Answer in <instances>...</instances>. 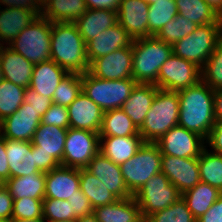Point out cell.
<instances>
[{
	"label": "cell",
	"mask_w": 222,
	"mask_h": 222,
	"mask_svg": "<svg viewBox=\"0 0 222 222\" xmlns=\"http://www.w3.org/2000/svg\"><path fill=\"white\" fill-rule=\"evenodd\" d=\"M177 93L180 107L178 125L207 140L216 122L214 115L215 91L200 80L195 85Z\"/></svg>",
	"instance_id": "cell-1"
},
{
	"label": "cell",
	"mask_w": 222,
	"mask_h": 222,
	"mask_svg": "<svg viewBox=\"0 0 222 222\" xmlns=\"http://www.w3.org/2000/svg\"><path fill=\"white\" fill-rule=\"evenodd\" d=\"M51 60L68 73L89 71L86 44L74 22H54L51 32Z\"/></svg>",
	"instance_id": "cell-2"
},
{
	"label": "cell",
	"mask_w": 222,
	"mask_h": 222,
	"mask_svg": "<svg viewBox=\"0 0 222 222\" xmlns=\"http://www.w3.org/2000/svg\"><path fill=\"white\" fill-rule=\"evenodd\" d=\"M172 53V45L155 36L133 40L132 78L137 83L155 84L161 66Z\"/></svg>",
	"instance_id": "cell-3"
},
{
	"label": "cell",
	"mask_w": 222,
	"mask_h": 222,
	"mask_svg": "<svg viewBox=\"0 0 222 222\" xmlns=\"http://www.w3.org/2000/svg\"><path fill=\"white\" fill-rule=\"evenodd\" d=\"M178 93L158 89L139 134L144 142L156 143L166 132L178 125Z\"/></svg>",
	"instance_id": "cell-4"
},
{
	"label": "cell",
	"mask_w": 222,
	"mask_h": 222,
	"mask_svg": "<svg viewBox=\"0 0 222 222\" xmlns=\"http://www.w3.org/2000/svg\"><path fill=\"white\" fill-rule=\"evenodd\" d=\"M162 154L156 143L144 142L136 154L120 165L128 191L134 195L154 175L161 172Z\"/></svg>",
	"instance_id": "cell-5"
},
{
	"label": "cell",
	"mask_w": 222,
	"mask_h": 222,
	"mask_svg": "<svg viewBox=\"0 0 222 222\" xmlns=\"http://www.w3.org/2000/svg\"><path fill=\"white\" fill-rule=\"evenodd\" d=\"M136 84L133 78L106 80L93 76L89 71L82 74V92L103 112L121 108Z\"/></svg>",
	"instance_id": "cell-6"
},
{
	"label": "cell",
	"mask_w": 222,
	"mask_h": 222,
	"mask_svg": "<svg viewBox=\"0 0 222 222\" xmlns=\"http://www.w3.org/2000/svg\"><path fill=\"white\" fill-rule=\"evenodd\" d=\"M51 32L52 23L39 15L9 47L34 65L51 60Z\"/></svg>",
	"instance_id": "cell-7"
},
{
	"label": "cell",
	"mask_w": 222,
	"mask_h": 222,
	"mask_svg": "<svg viewBox=\"0 0 222 222\" xmlns=\"http://www.w3.org/2000/svg\"><path fill=\"white\" fill-rule=\"evenodd\" d=\"M221 36L222 33L218 24L198 25L190 35L178 40L172 46V51L178 57L202 68Z\"/></svg>",
	"instance_id": "cell-8"
},
{
	"label": "cell",
	"mask_w": 222,
	"mask_h": 222,
	"mask_svg": "<svg viewBox=\"0 0 222 222\" xmlns=\"http://www.w3.org/2000/svg\"><path fill=\"white\" fill-rule=\"evenodd\" d=\"M39 15L31 0H0V46H9Z\"/></svg>",
	"instance_id": "cell-9"
},
{
	"label": "cell",
	"mask_w": 222,
	"mask_h": 222,
	"mask_svg": "<svg viewBox=\"0 0 222 222\" xmlns=\"http://www.w3.org/2000/svg\"><path fill=\"white\" fill-rule=\"evenodd\" d=\"M139 205L143 220L176 202L181 193L162 173L152 176L145 185L133 195Z\"/></svg>",
	"instance_id": "cell-10"
},
{
	"label": "cell",
	"mask_w": 222,
	"mask_h": 222,
	"mask_svg": "<svg viewBox=\"0 0 222 222\" xmlns=\"http://www.w3.org/2000/svg\"><path fill=\"white\" fill-rule=\"evenodd\" d=\"M200 80L199 66L172 53L161 66L154 85L159 89L178 92L195 85Z\"/></svg>",
	"instance_id": "cell-11"
},
{
	"label": "cell",
	"mask_w": 222,
	"mask_h": 222,
	"mask_svg": "<svg viewBox=\"0 0 222 222\" xmlns=\"http://www.w3.org/2000/svg\"><path fill=\"white\" fill-rule=\"evenodd\" d=\"M99 133L68 128L63 151V166L86 168L99 152Z\"/></svg>",
	"instance_id": "cell-12"
},
{
	"label": "cell",
	"mask_w": 222,
	"mask_h": 222,
	"mask_svg": "<svg viewBox=\"0 0 222 222\" xmlns=\"http://www.w3.org/2000/svg\"><path fill=\"white\" fill-rule=\"evenodd\" d=\"M162 155L179 158H199L206 147V140L198 134L176 125L157 142Z\"/></svg>",
	"instance_id": "cell-13"
},
{
	"label": "cell",
	"mask_w": 222,
	"mask_h": 222,
	"mask_svg": "<svg viewBox=\"0 0 222 222\" xmlns=\"http://www.w3.org/2000/svg\"><path fill=\"white\" fill-rule=\"evenodd\" d=\"M132 44L110 54L96 58L89 66V72L100 79L118 80L132 78Z\"/></svg>",
	"instance_id": "cell-14"
},
{
	"label": "cell",
	"mask_w": 222,
	"mask_h": 222,
	"mask_svg": "<svg viewBox=\"0 0 222 222\" xmlns=\"http://www.w3.org/2000/svg\"><path fill=\"white\" fill-rule=\"evenodd\" d=\"M161 172L181 194L201 182L198 158L162 155Z\"/></svg>",
	"instance_id": "cell-15"
},
{
	"label": "cell",
	"mask_w": 222,
	"mask_h": 222,
	"mask_svg": "<svg viewBox=\"0 0 222 222\" xmlns=\"http://www.w3.org/2000/svg\"><path fill=\"white\" fill-rule=\"evenodd\" d=\"M41 118L34 108L23 103L15 113L0 122V133L5 139L31 142Z\"/></svg>",
	"instance_id": "cell-16"
},
{
	"label": "cell",
	"mask_w": 222,
	"mask_h": 222,
	"mask_svg": "<svg viewBox=\"0 0 222 222\" xmlns=\"http://www.w3.org/2000/svg\"><path fill=\"white\" fill-rule=\"evenodd\" d=\"M149 3L144 0H121L117 10L118 23L132 40L149 38Z\"/></svg>",
	"instance_id": "cell-17"
},
{
	"label": "cell",
	"mask_w": 222,
	"mask_h": 222,
	"mask_svg": "<svg viewBox=\"0 0 222 222\" xmlns=\"http://www.w3.org/2000/svg\"><path fill=\"white\" fill-rule=\"evenodd\" d=\"M103 110L81 92L68 106L69 127L99 133Z\"/></svg>",
	"instance_id": "cell-18"
},
{
	"label": "cell",
	"mask_w": 222,
	"mask_h": 222,
	"mask_svg": "<svg viewBox=\"0 0 222 222\" xmlns=\"http://www.w3.org/2000/svg\"><path fill=\"white\" fill-rule=\"evenodd\" d=\"M86 169L96 176L107 187V190L113 193L118 199L133 196L124 183L120 165L112 162L100 152L93 157Z\"/></svg>",
	"instance_id": "cell-19"
},
{
	"label": "cell",
	"mask_w": 222,
	"mask_h": 222,
	"mask_svg": "<svg viewBox=\"0 0 222 222\" xmlns=\"http://www.w3.org/2000/svg\"><path fill=\"white\" fill-rule=\"evenodd\" d=\"M45 198L68 200L80 189L79 169L59 167L46 173Z\"/></svg>",
	"instance_id": "cell-20"
},
{
	"label": "cell",
	"mask_w": 222,
	"mask_h": 222,
	"mask_svg": "<svg viewBox=\"0 0 222 222\" xmlns=\"http://www.w3.org/2000/svg\"><path fill=\"white\" fill-rule=\"evenodd\" d=\"M6 154L9 164V178L38 173L35 146L30 141L6 139Z\"/></svg>",
	"instance_id": "cell-21"
},
{
	"label": "cell",
	"mask_w": 222,
	"mask_h": 222,
	"mask_svg": "<svg viewBox=\"0 0 222 222\" xmlns=\"http://www.w3.org/2000/svg\"><path fill=\"white\" fill-rule=\"evenodd\" d=\"M132 41L127 31L117 22L86 44V55L89 64L96 58L123 47H129Z\"/></svg>",
	"instance_id": "cell-22"
},
{
	"label": "cell",
	"mask_w": 222,
	"mask_h": 222,
	"mask_svg": "<svg viewBox=\"0 0 222 222\" xmlns=\"http://www.w3.org/2000/svg\"><path fill=\"white\" fill-rule=\"evenodd\" d=\"M0 65L5 80L28 88L33 74L34 64L9 46L0 47Z\"/></svg>",
	"instance_id": "cell-23"
},
{
	"label": "cell",
	"mask_w": 222,
	"mask_h": 222,
	"mask_svg": "<svg viewBox=\"0 0 222 222\" xmlns=\"http://www.w3.org/2000/svg\"><path fill=\"white\" fill-rule=\"evenodd\" d=\"M158 89L154 84L137 83L121 107L138 130L145 121Z\"/></svg>",
	"instance_id": "cell-24"
},
{
	"label": "cell",
	"mask_w": 222,
	"mask_h": 222,
	"mask_svg": "<svg viewBox=\"0 0 222 222\" xmlns=\"http://www.w3.org/2000/svg\"><path fill=\"white\" fill-rule=\"evenodd\" d=\"M143 143L141 135L99 137V152L117 165H121L131 159Z\"/></svg>",
	"instance_id": "cell-25"
},
{
	"label": "cell",
	"mask_w": 222,
	"mask_h": 222,
	"mask_svg": "<svg viewBox=\"0 0 222 222\" xmlns=\"http://www.w3.org/2000/svg\"><path fill=\"white\" fill-rule=\"evenodd\" d=\"M67 74L68 72L53 60L43 61L34 65L29 87L52 99L60 81Z\"/></svg>",
	"instance_id": "cell-26"
},
{
	"label": "cell",
	"mask_w": 222,
	"mask_h": 222,
	"mask_svg": "<svg viewBox=\"0 0 222 222\" xmlns=\"http://www.w3.org/2000/svg\"><path fill=\"white\" fill-rule=\"evenodd\" d=\"M93 214L98 222H142L139 205L134 196L96 207Z\"/></svg>",
	"instance_id": "cell-27"
},
{
	"label": "cell",
	"mask_w": 222,
	"mask_h": 222,
	"mask_svg": "<svg viewBox=\"0 0 222 222\" xmlns=\"http://www.w3.org/2000/svg\"><path fill=\"white\" fill-rule=\"evenodd\" d=\"M117 22V11L107 9H87L74 21L85 44Z\"/></svg>",
	"instance_id": "cell-28"
},
{
	"label": "cell",
	"mask_w": 222,
	"mask_h": 222,
	"mask_svg": "<svg viewBox=\"0 0 222 222\" xmlns=\"http://www.w3.org/2000/svg\"><path fill=\"white\" fill-rule=\"evenodd\" d=\"M68 129L41 124L36 129L31 143L37 151L51 155L63 166V151Z\"/></svg>",
	"instance_id": "cell-29"
},
{
	"label": "cell",
	"mask_w": 222,
	"mask_h": 222,
	"mask_svg": "<svg viewBox=\"0 0 222 222\" xmlns=\"http://www.w3.org/2000/svg\"><path fill=\"white\" fill-rule=\"evenodd\" d=\"M46 173L40 171L28 176L9 178L4 186L14 200L21 198H45Z\"/></svg>",
	"instance_id": "cell-30"
},
{
	"label": "cell",
	"mask_w": 222,
	"mask_h": 222,
	"mask_svg": "<svg viewBox=\"0 0 222 222\" xmlns=\"http://www.w3.org/2000/svg\"><path fill=\"white\" fill-rule=\"evenodd\" d=\"M222 195V192L213 186L199 182L194 188H191L181 194L186 202L188 209L195 219H198L206 213L213 203Z\"/></svg>",
	"instance_id": "cell-31"
},
{
	"label": "cell",
	"mask_w": 222,
	"mask_h": 222,
	"mask_svg": "<svg viewBox=\"0 0 222 222\" xmlns=\"http://www.w3.org/2000/svg\"><path fill=\"white\" fill-rule=\"evenodd\" d=\"M86 11L84 0H52L40 11V15L51 23L74 22Z\"/></svg>",
	"instance_id": "cell-32"
},
{
	"label": "cell",
	"mask_w": 222,
	"mask_h": 222,
	"mask_svg": "<svg viewBox=\"0 0 222 222\" xmlns=\"http://www.w3.org/2000/svg\"><path fill=\"white\" fill-rule=\"evenodd\" d=\"M140 135L132 120L121 109H112L103 113L100 137H124Z\"/></svg>",
	"instance_id": "cell-33"
},
{
	"label": "cell",
	"mask_w": 222,
	"mask_h": 222,
	"mask_svg": "<svg viewBox=\"0 0 222 222\" xmlns=\"http://www.w3.org/2000/svg\"><path fill=\"white\" fill-rule=\"evenodd\" d=\"M80 189L89 199L93 209L113 203L118 198L107 190V187L86 168L79 169Z\"/></svg>",
	"instance_id": "cell-34"
},
{
	"label": "cell",
	"mask_w": 222,
	"mask_h": 222,
	"mask_svg": "<svg viewBox=\"0 0 222 222\" xmlns=\"http://www.w3.org/2000/svg\"><path fill=\"white\" fill-rule=\"evenodd\" d=\"M178 14L196 25L218 24V14L204 0H175Z\"/></svg>",
	"instance_id": "cell-35"
},
{
	"label": "cell",
	"mask_w": 222,
	"mask_h": 222,
	"mask_svg": "<svg viewBox=\"0 0 222 222\" xmlns=\"http://www.w3.org/2000/svg\"><path fill=\"white\" fill-rule=\"evenodd\" d=\"M201 182L207 183L222 192V154L206 146L198 158Z\"/></svg>",
	"instance_id": "cell-36"
},
{
	"label": "cell",
	"mask_w": 222,
	"mask_h": 222,
	"mask_svg": "<svg viewBox=\"0 0 222 222\" xmlns=\"http://www.w3.org/2000/svg\"><path fill=\"white\" fill-rule=\"evenodd\" d=\"M178 14L175 0H155L149 3L148 29L155 36L165 24Z\"/></svg>",
	"instance_id": "cell-37"
},
{
	"label": "cell",
	"mask_w": 222,
	"mask_h": 222,
	"mask_svg": "<svg viewBox=\"0 0 222 222\" xmlns=\"http://www.w3.org/2000/svg\"><path fill=\"white\" fill-rule=\"evenodd\" d=\"M26 88L0 80V122L15 113L24 103Z\"/></svg>",
	"instance_id": "cell-38"
},
{
	"label": "cell",
	"mask_w": 222,
	"mask_h": 222,
	"mask_svg": "<svg viewBox=\"0 0 222 222\" xmlns=\"http://www.w3.org/2000/svg\"><path fill=\"white\" fill-rule=\"evenodd\" d=\"M201 80L214 91L222 89V36L201 68Z\"/></svg>",
	"instance_id": "cell-39"
},
{
	"label": "cell",
	"mask_w": 222,
	"mask_h": 222,
	"mask_svg": "<svg viewBox=\"0 0 222 222\" xmlns=\"http://www.w3.org/2000/svg\"><path fill=\"white\" fill-rule=\"evenodd\" d=\"M190 19L184 18L180 14L169 21L162 29L155 35V37L169 45H174L178 40L190 35L197 27Z\"/></svg>",
	"instance_id": "cell-40"
},
{
	"label": "cell",
	"mask_w": 222,
	"mask_h": 222,
	"mask_svg": "<svg viewBox=\"0 0 222 222\" xmlns=\"http://www.w3.org/2000/svg\"><path fill=\"white\" fill-rule=\"evenodd\" d=\"M82 92V74L68 73L53 93L52 103L68 107Z\"/></svg>",
	"instance_id": "cell-41"
},
{
	"label": "cell",
	"mask_w": 222,
	"mask_h": 222,
	"mask_svg": "<svg viewBox=\"0 0 222 222\" xmlns=\"http://www.w3.org/2000/svg\"><path fill=\"white\" fill-rule=\"evenodd\" d=\"M146 222H196L186 202L180 197L176 202L167 208L153 213Z\"/></svg>",
	"instance_id": "cell-42"
},
{
	"label": "cell",
	"mask_w": 222,
	"mask_h": 222,
	"mask_svg": "<svg viewBox=\"0 0 222 222\" xmlns=\"http://www.w3.org/2000/svg\"><path fill=\"white\" fill-rule=\"evenodd\" d=\"M43 199L21 198L13 202L12 219H35L43 217Z\"/></svg>",
	"instance_id": "cell-43"
},
{
	"label": "cell",
	"mask_w": 222,
	"mask_h": 222,
	"mask_svg": "<svg viewBox=\"0 0 222 222\" xmlns=\"http://www.w3.org/2000/svg\"><path fill=\"white\" fill-rule=\"evenodd\" d=\"M42 209L43 218L47 222L75 220L71 216V207L68 200L44 198Z\"/></svg>",
	"instance_id": "cell-44"
},
{
	"label": "cell",
	"mask_w": 222,
	"mask_h": 222,
	"mask_svg": "<svg viewBox=\"0 0 222 222\" xmlns=\"http://www.w3.org/2000/svg\"><path fill=\"white\" fill-rule=\"evenodd\" d=\"M41 124L54 125L64 129L69 128L68 107L52 103L41 118Z\"/></svg>",
	"instance_id": "cell-45"
},
{
	"label": "cell",
	"mask_w": 222,
	"mask_h": 222,
	"mask_svg": "<svg viewBox=\"0 0 222 222\" xmlns=\"http://www.w3.org/2000/svg\"><path fill=\"white\" fill-rule=\"evenodd\" d=\"M71 207V216L76 220L79 217L93 214V208L89 199L82 193L81 189L77 190V194L68 199Z\"/></svg>",
	"instance_id": "cell-46"
},
{
	"label": "cell",
	"mask_w": 222,
	"mask_h": 222,
	"mask_svg": "<svg viewBox=\"0 0 222 222\" xmlns=\"http://www.w3.org/2000/svg\"><path fill=\"white\" fill-rule=\"evenodd\" d=\"M24 103L34 108L41 116L49 109L52 104V99L46 96L40 95L32 88L28 87L24 93Z\"/></svg>",
	"instance_id": "cell-47"
},
{
	"label": "cell",
	"mask_w": 222,
	"mask_h": 222,
	"mask_svg": "<svg viewBox=\"0 0 222 222\" xmlns=\"http://www.w3.org/2000/svg\"><path fill=\"white\" fill-rule=\"evenodd\" d=\"M211 151L222 154V121H216L206 140Z\"/></svg>",
	"instance_id": "cell-48"
},
{
	"label": "cell",
	"mask_w": 222,
	"mask_h": 222,
	"mask_svg": "<svg viewBox=\"0 0 222 222\" xmlns=\"http://www.w3.org/2000/svg\"><path fill=\"white\" fill-rule=\"evenodd\" d=\"M14 199L10 195L9 190L4 186L0 185V219L12 218Z\"/></svg>",
	"instance_id": "cell-49"
},
{
	"label": "cell",
	"mask_w": 222,
	"mask_h": 222,
	"mask_svg": "<svg viewBox=\"0 0 222 222\" xmlns=\"http://www.w3.org/2000/svg\"><path fill=\"white\" fill-rule=\"evenodd\" d=\"M35 159H36V167L44 173H47L52 169H55L61 165L51 155L37 151L36 146H35Z\"/></svg>",
	"instance_id": "cell-50"
},
{
	"label": "cell",
	"mask_w": 222,
	"mask_h": 222,
	"mask_svg": "<svg viewBox=\"0 0 222 222\" xmlns=\"http://www.w3.org/2000/svg\"><path fill=\"white\" fill-rule=\"evenodd\" d=\"M196 222H222V195L206 213L196 219Z\"/></svg>",
	"instance_id": "cell-51"
},
{
	"label": "cell",
	"mask_w": 222,
	"mask_h": 222,
	"mask_svg": "<svg viewBox=\"0 0 222 222\" xmlns=\"http://www.w3.org/2000/svg\"><path fill=\"white\" fill-rule=\"evenodd\" d=\"M9 179V164L6 154V139L0 133V182L4 184Z\"/></svg>",
	"instance_id": "cell-52"
},
{
	"label": "cell",
	"mask_w": 222,
	"mask_h": 222,
	"mask_svg": "<svg viewBox=\"0 0 222 222\" xmlns=\"http://www.w3.org/2000/svg\"><path fill=\"white\" fill-rule=\"evenodd\" d=\"M87 9H107L117 11L121 0H84Z\"/></svg>",
	"instance_id": "cell-53"
},
{
	"label": "cell",
	"mask_w": 222,
	"mask_h": 222,
	"mask_svg": "<svg viewBox=\"0 0 222 222\" xmlns=\"http://www.w3.org/2000/svg\"><path fill=\"white\" fill-rule=\"evenodd\" d=\"M214 115L216 121H222V89L214 93Z\"/></svg>",
	"instance_id": "cell-54"
},
{
	"label": "cell",
	"mask_w": 222,
	"mask_h": 222,
	"mask_svg": "<svg viewBox=\"0 0 222 222\" xmlns=\"http://www.w3.org/2000/svg\"><path fill=\"white\" fill-rule=\"evenodd\" d=\"M204 1L217 12L222 8V0H204Z\"/></svg>",
	"instance_id": "cell-55"
},
{
	"label": "cell",
	"mask_w": 222,
	"mask_h": 222,
	"mask_svg": "<svg viewBox=\"0 0 222 222\" xmlns=\"http://www.w3.org/2000/svg\"><path fill=\"white\" fill-rule=\"evenodd\" d=\"M36 8L41 11L48 3H50L52 0H31Z\"/></svg>",
	"instance_id": "cell-56"
},
{
	"label": "cell",
	"mask_w": 222,
	"mask_h": 222,
	"mask_svg": "<svg viewBox=\"0 0 222 222\" xmlns=\"http://www.w3.org/2000/svg\"><path fill=\"white\" fill-rule=\"evenodd\" d=\"M77 222H98L94 214L79 217L76 219Z\"/></svg>",
	"instance_id": "cell-57"
},
{
	"label": "cell",
	"mask_w": 222,
	"mask_h": 222,
	"mask_svg": "<svg viewBox=\"0 0 222 222\" xmlns=\"http://www.w3.org/2000/svg\"><path fill=\"white\" fill-rule=\"evenodd\" d=\"M13 222H47L43 217L35 218V219H19V220H13Z\"/></svg>",
	"instance_id": "cell-58"
},
{
	"label": "cell",
	"mask_w": 222,
	"mask_h": 222,
	"mask_svg": "<svg viewBox=\"0 0 222 222\" xmlns=\"http://www.w3.org/2000/svg\"><path fill=\"white\" fill-rule=\"evenodd\" d=\"M218 14V25L222 33V8L217 12Z\"/></svg>",
	"instance_id": "cell-59"
},
{
	"label": "cell",
	"mask_w": 222,
	"mask_h": 222,
	"mask_svg": "<svg viewBox=\"0 0 222 222\" xmlns=\"http://www.w3.org/2000/svg\"><path fill=\"white\" fill-rule=\"evenodd\" d=\"M0 222H13V219L12 218L0 219Z\"/></svg>",
	"instance_id": "cell-60"
},
{
	"label": "cell",
	"mask_w": 222,
	"mask_h": 222,
	"mask_svg": "<svg viewBox=\"0 0 222 222\" xmlns=\"http://www.w3.org/2000/svg\"><path fill=\"white\" fill-rule=\"evenodd\" d=\"M4 79L3 77V72H2V68H1V65H0V80Z\"/></svg>",
	"instance_id": "cell-61"
},
{
	"label": "cell",
	"mask_w": 222,
	"mask_h": 222,
	"mask_svg": "<svg viewBox=\"0 0 222 222\" xmlns=\"http://www.w3.org/2000/svg\"><path fill=\"white\" fill-rule=\"evenodd\" d=\"M57 222H77L76 220H68V221H57Z\"/></svg>",
	"instance_id": "cell-62"
},
{
	"label": "cell",
	"mask_w": 222,
	"mask_h": 222,
	"mask_svg": "<svg viewBox=\"0 0 222 222\" xmlns=\"http://www.w3.org/2000/svg\"><path fill=\"white\" fill-rule=\"evenodd\" d=\"M144 1L150 3V2H153V1H155V0H144Z\"/></svg>",
	"instance_id": "cell-63"
}]
</instances>
